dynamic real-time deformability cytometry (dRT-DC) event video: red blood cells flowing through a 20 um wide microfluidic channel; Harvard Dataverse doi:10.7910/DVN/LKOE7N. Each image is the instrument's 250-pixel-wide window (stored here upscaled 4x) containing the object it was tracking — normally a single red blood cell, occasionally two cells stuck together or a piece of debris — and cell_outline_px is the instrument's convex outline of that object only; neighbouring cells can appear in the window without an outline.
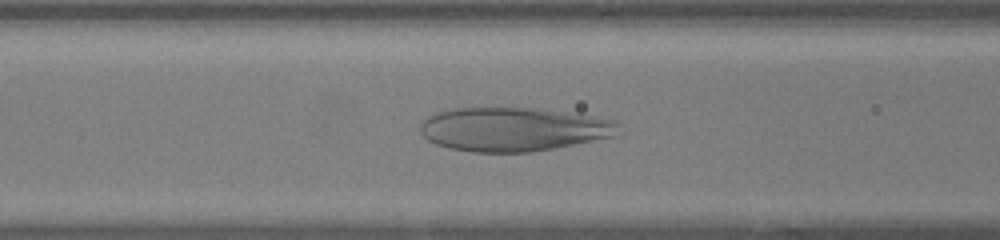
{"species": "human", "species_latin": "Homo sapiens", "temperature_condition": "warm", "stored_images_in_passage": 46, "camera_frame_rate_fps": 3000, "um_per_image_px": 0.085, "donor": {"sex": "female"}, "frame": {"image": 1, "passage_image": 17, "time_ms": 5.333, "image_size_px": [1000, 240], "cell_outline_px": [[620, 124], [612, 136], [532, 152], [472, 152], [448, 148], [436, 144], [428, 140], [420, 132], [420, 124], [428, 116], [436, 112], [452, 108], [536, 108], [592, 116], [616, 120]], "centroid_in_image_um": [43.56, 10.98], "position_along_channel_um": 123.0, "area_um2": 50.29}}
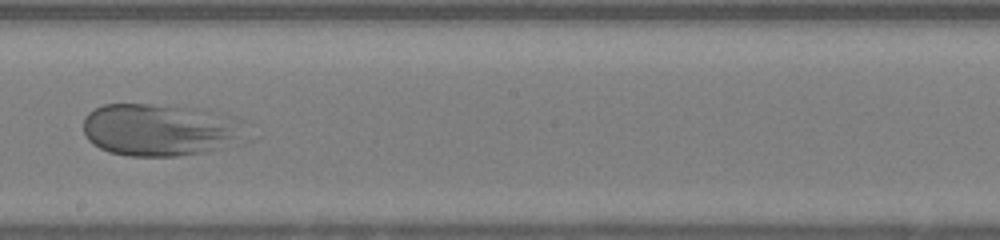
{"frame": {"image": 2, "passage_image": 25, "time_ms": 8.0, "image_size_px": [1000, 240], "cell_outline_px": [[240, 124], [232, 136], [220, 148], [204, 152], [176, 156], [128, 156], [108, 152], [92, 144], [88, 140], [84, 132], [84, 116], [88, 112], [104, 104], [148, 104], [204, 108], [220, 112], [232, 116], [240, 120]], "centroid_in_image_um": [13.4, 11.01], "position_along_channel_um": 234.8, "area_um2": 48.67}}
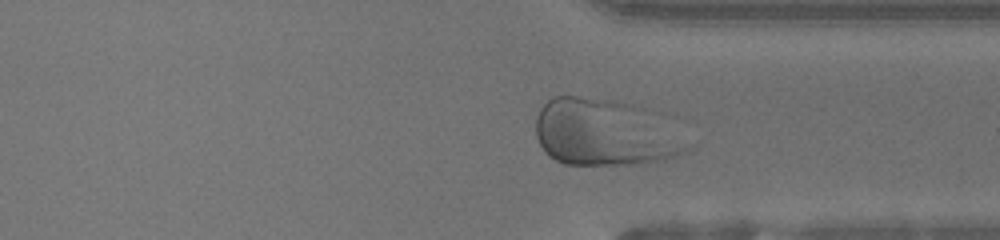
{"frame": {"image": 3, "passage_image": 34, "time_ms": 11.0, "image_size_px": [1000, 240], "cell_outline_px": [[692, 148], [688, 152], [664, 160], [640, 164], [564, 164], [548, 156], [544, 152], [536, 136], [536, 116], [540, 108], [552, 96], [576, 96], [604, 100], [628, 104], [648, 108], [664, 112], [692, 144]], "centroid_in_image_um": [51.55, 11.26], "position_along_channel_um": 359.9, "area_um2": 60.63}}